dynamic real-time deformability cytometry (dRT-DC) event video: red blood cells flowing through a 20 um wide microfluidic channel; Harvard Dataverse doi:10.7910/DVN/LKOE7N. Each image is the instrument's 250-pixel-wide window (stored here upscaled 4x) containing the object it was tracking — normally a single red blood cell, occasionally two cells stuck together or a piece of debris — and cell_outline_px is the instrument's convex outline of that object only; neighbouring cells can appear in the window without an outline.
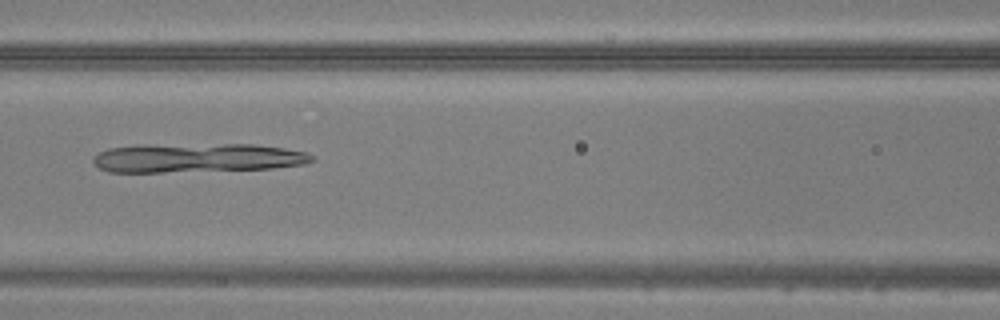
{"species": "common noctule bat (a hibernating species)", "species_latin": "Nyctalus noctula", "temperature_condition": "warm", "stored_images_in_passage": 27, "camera_frame_rate_fps": 3000, "um_per_image_px": 0.085, "animal": {"sex": "male", "body_mass_g": 20.5, "forearm_length_mm": 52.5}, "frame": {"image": 1, "passage_image": 9, "time_ms": 2.667, "image_size_px": [1000, 320], "cell_outline_px": [[316, 160], [304, 164], [272, 168], [164, 172], [108, 172], [100, 168], [92, 160], [100, 152], [108, 148], [136, 144], [252, 144], [284, 148], [308, 152], [316, 156]], "centroid_in_image_um": [16.78, 13.4], "position_along_channel_um": 149.8, "area_um2": 37.4}}
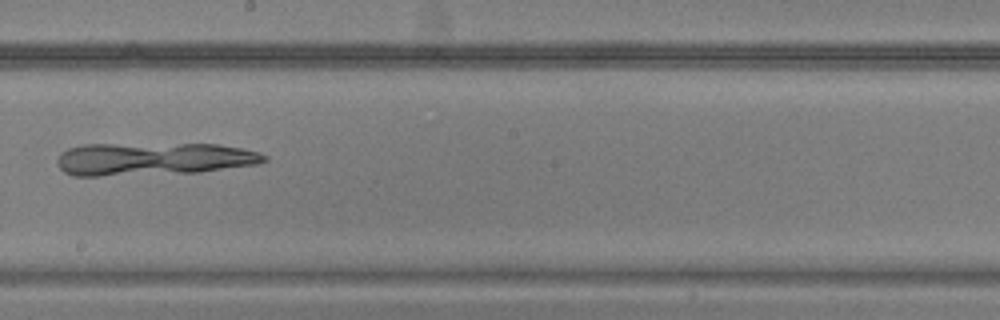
{"frame": {"image": 2, "passage_image": 15, "time_ms": 4.667, "image_size_px": [1000, 320], "cell_outline_px": [[268, 160], [256, 164], [200, 172], [100, 176], [76, 176], [64, 172], [60, 168], [56, 160], [60, 152], [68, 148], [80, 144], [220, 144], [260, 152], [268, 156]], "centroid_in_image_um": [13.0, 13.5], "position_along_channel_um": 235.2, "area_um2": 39.82}}
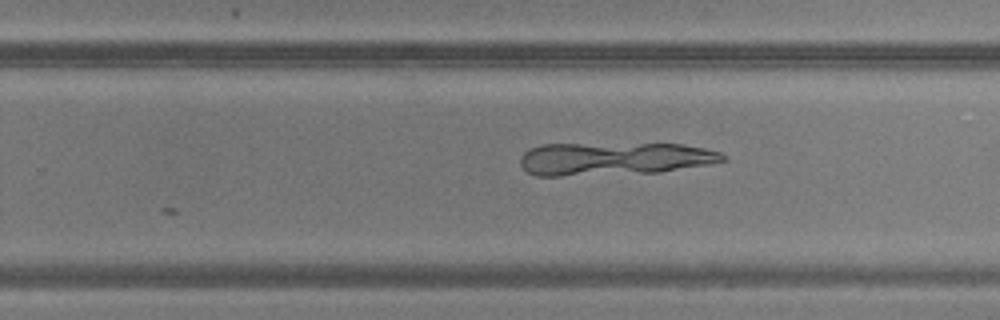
{"frame": {"image": 3, "passage_image": 18, "time_ms": 5.667, "image_size_px": [1000, 320], "cell_outline_px": [[728, 160], [708, 164], [660, 172], [560, 176], [536, 176], [528, 172], [520, 164], [520, 156], [528, 148], [540, 144], [684, 144], [704, 148], [720, 152], [728, 156]], "centroid_in_image_um": [52.18, 13.49], "position_along_channel_um": 277.6, "area_um2": 39.07}}